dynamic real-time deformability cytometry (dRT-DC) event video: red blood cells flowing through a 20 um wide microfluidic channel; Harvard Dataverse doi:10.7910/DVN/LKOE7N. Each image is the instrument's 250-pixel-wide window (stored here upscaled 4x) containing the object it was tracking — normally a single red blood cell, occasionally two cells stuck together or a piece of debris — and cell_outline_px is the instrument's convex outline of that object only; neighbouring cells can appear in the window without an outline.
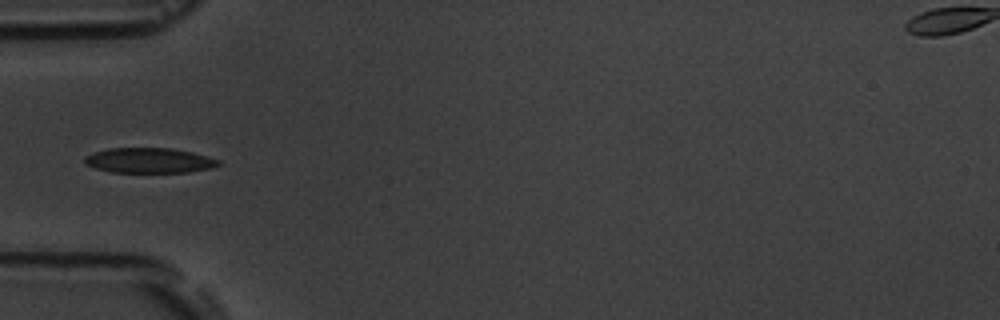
{"species": "common noctule bat (a hibernating species)", "species_latin": "Nyctalus noctula", "temperature_condition": "room temperature", "stored_images_in_passage": 10, "camera_frame_rate_fps": 3000, "um_per_image_px": 0.085, "animal": {"sex": "male", "body_mass_g": 19.5, "forearm_length_mm": 54.6}, "frame": {"image": 1, "passage_image": 4, "time_ms": 3.667, "image_size_px": [1000, 320], "cell_outline_px": [[220, 164], [212, 168], [188, 172], [108, 172], [84, 164], [84, 156], [108, 148], [172, 148], [192, 152], [220, 160]], "centroid_in_image_um": [12.67, 13.64], "position_along_channel_um": 72.3, "area_um2": 19.59}}
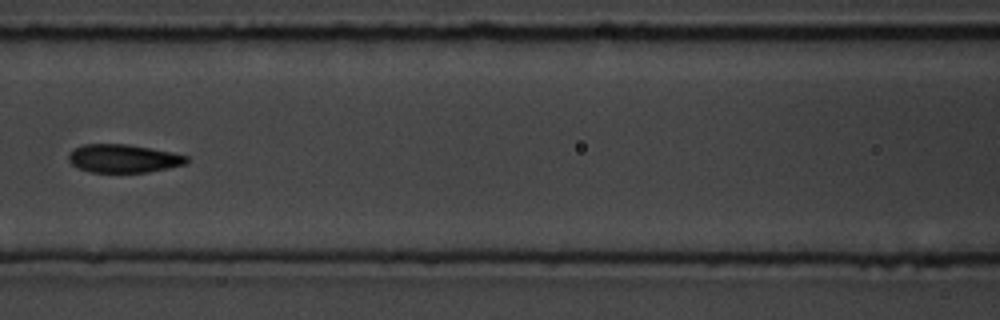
{"frame": {"image": 2, "passage_image": 6, "time_ms": 6.0, "image_size_px": [1000, 320], "cell_outline_px": [[188, 160], [184, 164], [168, 168], [148, 172], [92, 172], [80, 168], [72, 164], [68, 160], [68, 156], [72, 148], [84, 144], [128, 144], [172, 152], [188, 156]], "centroid_in_image_um": [10.47, 13.46], "position_along_channel_um": 156.1, "area_um2": 19.36}}
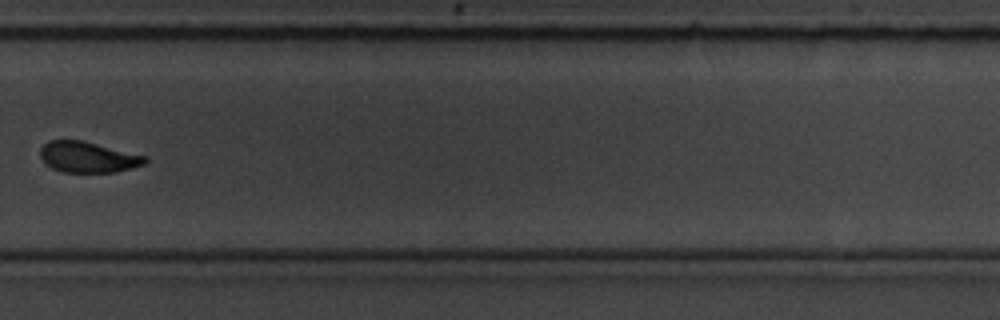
{"frame": {"image": 3, "passage_image": 10, "time_ms": 10.667, "image_size_px": [1000, 320], "cell_outline_px": [[148, 160], [144, 164], [132, 168], [116, 172], [60, 172], [44, 164], [40, 156], [40, 148], [48, 140], [84, 140], [148, 156]], "centroid_in_image_um": [7.48, 13.35], "position_along_channel_um": 322.3, "area_um2": 19.19}}